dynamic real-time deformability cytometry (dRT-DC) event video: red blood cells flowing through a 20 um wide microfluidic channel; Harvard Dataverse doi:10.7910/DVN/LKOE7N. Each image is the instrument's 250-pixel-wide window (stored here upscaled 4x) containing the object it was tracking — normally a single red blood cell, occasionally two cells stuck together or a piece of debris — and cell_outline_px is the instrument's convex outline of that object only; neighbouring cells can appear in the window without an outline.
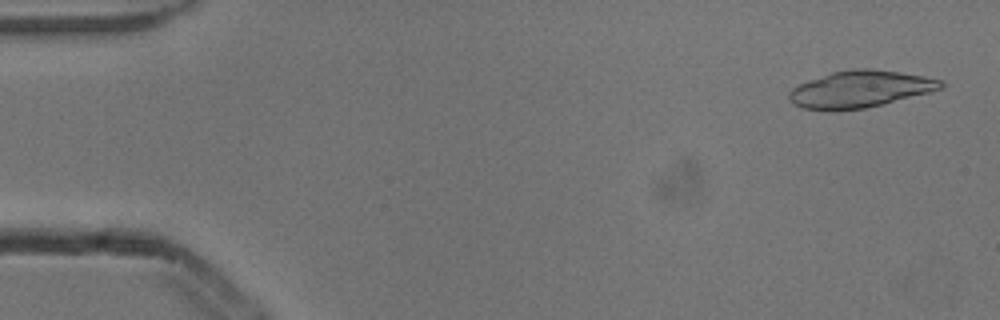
{"species": "common noctule bat (a hibernating species)", "species_latin": "Nyctalus noctula", "temperature_condition": "cold", "stored_images_in_passage": 7, "camera_frame_rate_fps": 3000, "um_per_image_px": 0.085, "animal": {"sex": "male", "body_mass_g": 13.3}, "frame": {"image": 1, "passage_image": 1, "time_ms": 0.0, "image_size_px": [1000, 320], "cell_outline_px": [[944, 84], [940, 88], [928, 92], [864, 108], [836, 112], [800, 108], [792, 104], [788, 100], [788, 92], [792, 88], [800, 84], [832, 72], [856, 68], [872, 68], [900, 72], [924, 76], [944, 80]], "centroid_in_image_um": [73.04, 7.59], "position_along_channel_um": 12.0, "area_um2": 32.6}}
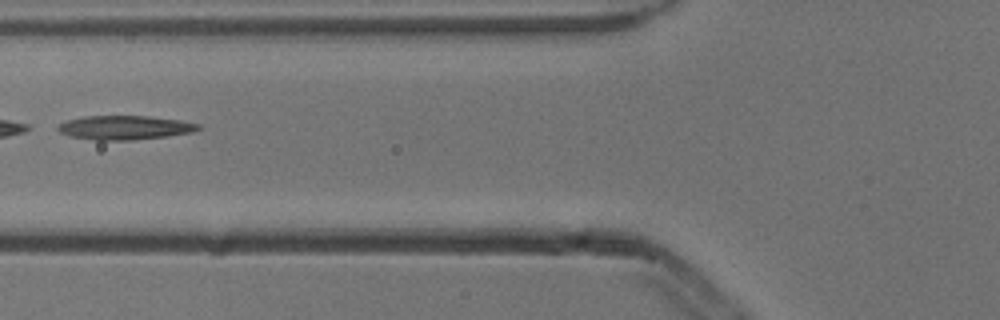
{"frame": {"image": 2, "passage_image": 6, "time_ms": 1.667, "image_size_px": [1000, 320], "cell_outline_px": [[204, 128], [192, 132], [168, 136], [132, 140], [96, 140], [68, 136], [60, 132], [56, 128], [56, 124], [64, 120], [84, 116], [148, 116], [180, 120], [200, 124]], "centroid_in_image_um": [10.57, 10.84], "position_along_channel_um": 115.2, "area_um2": 19.94}}
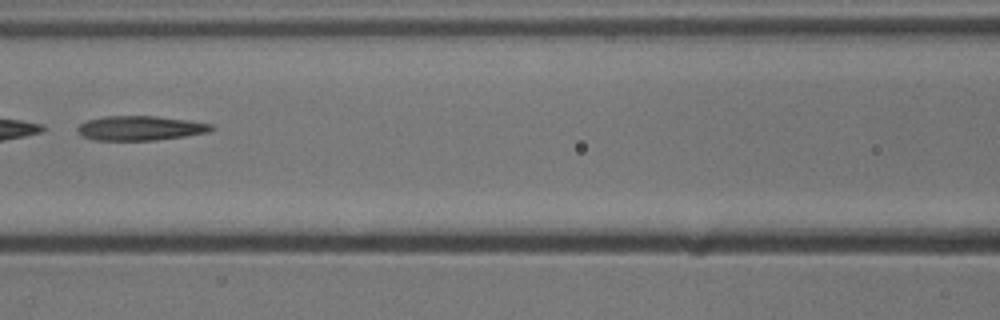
{"frame": {"image": 3, "passage_image": 7, "time_ms": 2.0, "image_size_px": [1000, 320], "cell_outline_px": [[216, 128], [208, 132], [184, 136], [156, 140], [96, 140], [84, 136], [76, 128], [80, 124], [88, 120], [104, 116], [156, 116], [188, 120], [212, 124]], "centroid_in_image_um": [11.96, 10.88], "position_along_channel_um": 154.6, "area_um2": 18.96}}